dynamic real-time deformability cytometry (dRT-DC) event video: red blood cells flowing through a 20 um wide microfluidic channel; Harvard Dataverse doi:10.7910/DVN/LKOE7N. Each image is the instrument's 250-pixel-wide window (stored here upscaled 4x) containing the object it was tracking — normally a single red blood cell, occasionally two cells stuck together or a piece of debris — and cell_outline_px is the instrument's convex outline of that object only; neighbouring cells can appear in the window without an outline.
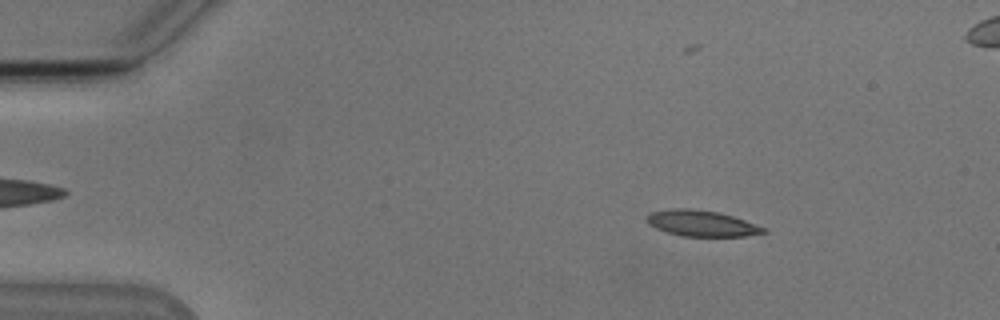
{"species": "Egyptian fruit bat (a non-hibernating species)", "species_latin": "Rousettus aegyptiacus", "temperature_condition": "cold", "stored_images_in_passage": 54, "segment_of_instrument_passage": [1, 2], "camera_frame_rate_fps": 3000, "um_per_image_px": 0.085, "animal": {"sex": "male"}, "frame": {"image": 1, "passage_image": 8, "time_ms": 2.333, "image_size_px": [1000, 320], "cell_outline_px": [[768, 232], [744, 236], [680, 236], [656, 228], [648, 224], [644, 216], [652, 212], [672, 208], [692, 208], [716, 212], [732, 216], [768, 228]], "centroid_in_image_um": [59.63, 18.98], "position_along_channel_um": 25.4, "area_um2": 17.69}}
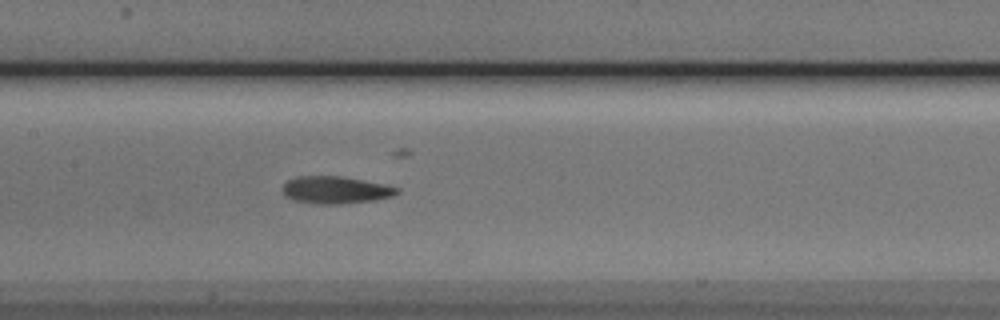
{"frame": {"image": 2, "passage_image": 26, "time_ms": 8.333, "image_size_px": [1000, 320], "cell_outline_px": [[400, 192], [392, 196], [372, 200], [340, 204], [320, 204], [292, 200], [280, 188], [288, 180], [296, 176], [344, 176], [384, 184], [400, 188]], "centroid_in_image_um": [28.52, 16.13], "position_along_channel_um": 178.9, "area_um2": 18.21}}
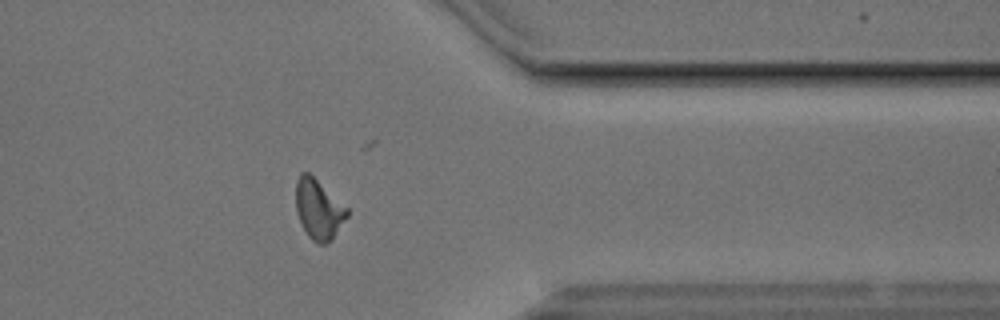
{"frame": {"image": 3, "passage_image": 43, "time_ms": 14.0, "image_size_px": [1000, 320], "cell_outline_px": [[348, 216], [332, 240], [324, 244], [320, 244], [312, 240], [308, 236], [296, 212], [296, 180], [300, 172], [308, 172], [348, 208]], "centroid_in_image_um": [27.08, 17.79], "position_along_channel_um": 384.3, "area_um2": 17.74}}